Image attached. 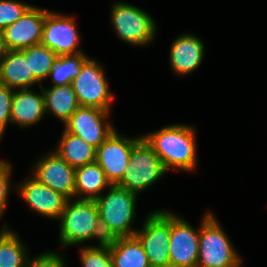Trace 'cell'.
I'll return each instance as SVG.
<instances>
[{
  "label": "cell",
  "instance_id": "obj_1",
  "mask_svg": "<svg viewBox=\"0 0 267 267\" xmlns=\"http://www.w3.org/2000/svg\"><path fill=\"white\" fill-rule=\"evenodd\" d=\"M142 137L152 147L167 171L193 172L197 168L196 130L189 124H172Z\"/></svg>",
  "mask_w": 267,
  "mask_h": 267
},
{
  "label": "cell",
  "instance_id": "obj_2",
  "mask_svg": "<svg viewBox=\"0 0 267 267\" xmlns=\"http://www.w3.org/2000/svg\"><path fill=\"white\" fill-rule=\"evenodd\" d=\"M59 221V244L62 247L82 246L86 241L108 242L103 235L95 200L68 199Z\"/></svg>",
  "mask_w": 267,
  "mask_h": 267
},
{
  "label": "cell",
  "instance_id": "obj_3",
  "mask_svg": "<svg viewBox=\"0 0 267 267\" xmlns=\"http://www.w3.org/2000/svg\"><path fill=\"white\" fill-rule=\"evenodd\" d=\"M137 199V194L117 185H111L108 192L95 199L101 229L107 241L135 235L137 229L132 225L136 221Z\"/></svg>",
  "mask_w": 267,
  "mask_h": 267
},
{
  "label": "cell",
  "instance_id": "obj_4",
  "mask_svg": "<svg viewBox=\"0 0 267 267\" xmlns=\"http://www.w3.org/2000/svg\"><path fill=\"white\" fill-rule=\"evenodd\" d=\"M200 222L197 267H242V258L213 212Z\"/></svg>",
  "mask_w": 267,
  "mask_h": 267
},
{
  "label": "cell",
  "instance_id": "obj_5",
  "mask_svg": "<svg viewBox=\"0 0 267 267\" xmlns=\"http://www.w3.org/2000/svg\"><path fill=\"white\" fill-rule=\"evenodd\" d=\"M111 24L122 42L146 47L155 39L156 21L143 9L117 1L111 7Z\"/></svg>",
  "mask_w": 267,
  "mask_h": 267
},
{
  "label": "cell",
  "instance_id": "obj_6",
  "mask_svg": "<svg viewBox=\"0 0 267 267\" xmlns=\"http://www.w3.org/2000/svg\"><path fill=\"white\" fill-rule=\"evenodd\" d=\"M167 172L159 156L142 137L132 147L129 165L117 186L140 195Z\"/></svg>",
  "mask_w": 267,
  "mask_h": 267
},
{
  "label": "cell",
  "instance_id": "obj_7",
  "mask_svg": "<svg viewBox=\"0 0 267 267\" xmlns=\"http://www.w3.org/2000/svg\"><path fill=\"white\" fill-rule=\"evenodd\" d=\"M170 235L171 211L166 209L149 213L142 228L135 232L151 267H170Z\"/></svg>",
  "mask_w": 267,
  "mask_h": 267
},
{
  "label": "cell",
  "instance_id": "obj_8",
  "mask_svg": "<svg viewBox=\"0 0 267 267\" xmlns=\"http://www.w3.org/2000/svg\"><path fill=\"white\" fill-rule=\"evenodd\" d=\"M80 106L111 110L114 94L110 91L106 73L97 60L89 57L71 83Z\"/></svg>",
  "mask_w": 267,
  "mask_h": 267
},
{
  "label": "cell",
  "instance_id": "obj_9",
  "mask_svg": "<svg viewBox=\"0 0 267 267\" xmlns=\"http://www.w3.org/2000/svg\"><path fill=\"white\" fill-rule=\"evenodd\" d=\"M142 138L127 137L118 130H114L110 136L96 149V162L104 171L111 185H117L130 160L132 147Z\"/></svg>",
  "mask_w": 267,
  "mask_h": 267
},
{
  "label": "cell",
  "instance_id": "obj_10",
  "mask_svg": "<svg viewBox=\"0 0 267 267\" xmlns=\"http://www.w3.org/2000/svg\"><path fill=\"white\" fill-rule=\"evenodd\" d=\"M110 113L109 110L80 106L63 124L64 130L97 149L116 129L109 121Z\"/></svg>",
  "mask_w": 267,
  "mask_h": 267
},
{
  "label": "cell",
  "instance_id": "obj_11",
  "mask_svg": "<svg viewBox=\"0 0 267 267\" xmlns=\"http://www.w3.org/2000/svg\"><path fill=\"white\" fill-rule=\"evenodd\" d=\"M48 11L43 25L41 44L58 56L83 52L79 48L80 34L75 17Z\"/></svg>",
  "mask_w": 267,
  "mask_h": 267
},
{
  "label": "cell",
  "instance_id": "obj_12",
  "mask_svg": "<svg viewBox=\"0 0 267 267\" xmlns=\"http://www.w3.org/2000/svg\"><path fill=\"white\" fill-rule=\"evenodd\" d=\"M200 227L197 230L180 215L171 212L170 267H197Z\"/></svg>",
  "mask_w": 267,
  "mask_h": 267
},
{
  "label": "cell",
  "instance_id": "obj_13",
  "mask_svg": "<svg viewBox=\"0 0 267 267\" xmlns=\"http://www.w3.org/2000/svg\"><path fill=\"white\" fill-rule=\"evenodd\" d=\"M20 198L27 203L35 213L42 217L58 220L65 209L68 198L40 183L29 174L21 183L13 186Z\"/></svg>",
  "mask_w": 267,
  "mask_h": 267
},
{
  "label": "cell",
  "instance_id": "obj_14",
  "mask_svg": "<svg viewBox=\"0 0 267 267\" xmlns=\"http://www.w3.org/2000/svg\"><path fill=\"white\" fill-rule=\"evenodd\" d=\"M50 152L37 159L30 174L68 199H75V168L55 151Z\"/></svg>",
  "mask_w": 267,
  "mask_h": 267
},
{
  "label": "cell",
  "instance_id": "obj_15",
  "mask_svg": "<svg viewBox=\"0 0 267 267\" xmlns=\"http://www.w3.org/2000/svg\"><path fill=\"white\" fill-rule=\"evenodd\" d=\"M48 11L32 5L21 18L4 29L9 50H22L41 44L43 25Z\"/></svg>",
  "mask_w": 267,
  "mask_h": 267
},
{
  "label": "cell",
  "instance_id": "obj_16",
  "mask_svg": "<svg viewBox=\"0 0 267 267\" xmlns=\"http://www.w3.org/2000/svg\"><path fill=\"white\" fill-rule=\"evenodd\" d=\"M175 38L170 46L169 65L176 75L187 76L201 66L205 45L192 33H182Z\"/></svg>",
  "mask_w": 267,
  "mask_h": 267
},
{
  "label": "cell",
  "instance_id": "obj_17",
  "mask_svg": "<svg viewBox=\"0 0 267 267\" xmlns=\"http://www.w3.org/2000/svg\"><path fill=\"white\" fill-rule=\"evenodd\" d=\"M39 88L40 93H36L33 88L13 90L10 124L30 128L47 115L42 86Z\"/></svg>",
  "mask_w": 267,
  "mask_h": 267
},
{
  "label": "cell",
  "instance_id": "obj_18",
  "mask_svg": "<svg viewBox=\"0 0 267 267\" xmlns=\"http://www.w3.org/2000/svg\"><path fill=\"white\" fill-rule=\"evenodd\" d=\"M0 83L13 89H31L42 84L30 69L29 59L21 50H10L0 60Z\"/></svg>",
  "mask_w": 267,
  "mask_h": 267
},
{
  "label": "cell",
  "instance_id": "obj_19",
  "mask_svg": "<svg viewBox=\"0 0 267 267\" xmlns=\"http://www.w3.org/2000/svg\"><path fill=\"white\" fill-rule=\"evenodd\" d=\"M110 186L111 183L96 161L75 168L76 199L95 200Z\"/></svg>",
  "mask_w": 267,
  "mask_h": 267
},
{
  "label": "cell",
  "instance_id": "obj_20",
  "mask_svg": "<svg viewBox=\"0 0 267 267\" xmlns=\"http://www.w3.org/2000/svg\"><path fill=\"white\" fill-rule=\"evenodd\" d=\"M113 267H151L138 238L126 236L108 241Z\"/></svg>",
  "mask_w": 267,
  "mask_h": 267
},
{
  "label": "cell",
  "instance_id": "obj_21",
  "mask_svg": "<svg viewBox=\"0 0 267 267\" xmlns=\"http://www.w3.org/2000/svg\"><path fill=\"white\" fill-rule=\"evenodd\" d=\"M46 114L58 118L64 124L80 107L77 95L71 84L43 88Z\"/></svg>",
  "mask_w": 267,
  "mask_h": 267
},
{
  "label": "cell",
  "instance_id": "obj_22",
  "mask_svg": "<svg viewBox=\"0 0 267 267\" xmlns=\"http://www.w3.org/2000/svg\"><path fill=\"white\" fill-rule=\"evenodd\" d=\"M55 148L53 151L74 168L96 161V148L64 129Z\"/></svg>",
  "mask_w": 267,
  "mask_h": 267
},
{
  "label": "cell",
  "instance_id": "obj_23",
  "mask_svg": "<svg viewBox=\"0 0 267 267\" xmlns=\"http://www.w3.org/2000/svg\"><path fill=\"white\" fill-rule=\"evenodd\" d=\"M4 223L0 231V267H27L29 254L19 233Z\"/></svg>",
  "mask_w": 267,
  "mask_h": 267
},
{
  "label": "cell",
  "instance_id": "obj_24",
  "mask_svg": "<svg viewBox=\"0 0 267 267\" xmlns=\"http://www.w3.org/2000/svg\"><path fill=\"white\" fill-rule=\"evenodd\" d=\"M88 58L89 56L84 52L58 56L48 75V78L51 77L53 82L51 86L71 84Z\"/></svg>",
  "mask_w": 267,
  "mask_h": 267
},
{
  "label": "cell",
  "instance_id": "obj_25",
  "mask_svg": "<svg viewBox=\"0 0 267 267\" xmlns=\"http://www.w3.org/2000/svg\"><path fill=\"white\" fill-rule=\"evenodd\" d=\"M21 51L29 59L30 69L33 71L35 78L42 83V80L48 78L50 69L58 55L42 44L33 45Z\"/></svg>",
  "mask_w": 267,
  "mask_h": 267
},
{
  "label": "cell",
  "instance_id": "obj_26",
  "mask_svg": "<svg viewBox=\"0 0 267 267\" xmlns=\"http://www.w3.org/2000/svg\"><path fill=\"white\" fill-rule=\"evenodd\" d=\"M82 267H113L109 243L82 245L79 252Z\"/></svg>",
  "mask_w": 267,
  "mask_h": 267
},
{
  "label": "cell",
  "instance_id": "obj_27",
  "mask_svg": "<svg viewBox=\"0 0 267 267\" xmlns=\"http://www.w3.org/2000/svg\"><path fill=\"white\" fill-rule=\"evenodd\" d=\"M31 4L16 0H0V30L16 22L31 7Z\"/></svg>",
  "mask_w": 267,
  "mask_h": 267
},
{
  "label": "cell",
  "instance_id": "obj_28",
  "mask_svg": "<svg viewBox=\"0 0 267 267\" xmlns=\"http://www.w3.org/2000/svg\"><path fill=\"white\" fill-rule=\"evenodd\" d=\"M8 161L7 159H0V218L5 214L10 188H13L10 182L13 165Z\"/></svg>",
  "mask_w": 267,
  "mask_h": 267
},
{
  "label": "cell",
  "instance_id": "obj_29",
  "mask_svg": "<svg viewBox=\"0 0 267 267\" xmlns=\"http://www.w3.org/2000/svg\"><path fill=\"white\" fill-rule=\"evenodd\" d=\"M13 89L0 83V140L10 124Z\"/></svg>",
  "mask_w": 267,
  "mask_h": 267
},
{
  "label": "cell",
  "instance_id": "obj_30",
  "mask_svg": "<svg viewBox=\"0 0 267 267\" xmlns=\"http://www.w3.org/2000/svg\"><path fill=\"white\" fill-rule=\"evenodd\" d=\"M66 261L59 252L46 251L30 257L27 267H66Z\"/></svg>",
  "mask_w": 267,
  "mask_h": 267
},
{
  "label": "cell",
  "instance_id": "obj_31",
  "mask_svg": "<svg viewBox=\"0 0 267 267\" xmlns=\"http://www.w3.org/2000/svg\"><path fill=\"white\" fill-rule=\"evenodd\" d=\"M9 48L6 44L4 33L0 30V60L9 52Z\"/></svg>",
  "mask_w": 267,
  "mask_h": 267
}]
</instances>
